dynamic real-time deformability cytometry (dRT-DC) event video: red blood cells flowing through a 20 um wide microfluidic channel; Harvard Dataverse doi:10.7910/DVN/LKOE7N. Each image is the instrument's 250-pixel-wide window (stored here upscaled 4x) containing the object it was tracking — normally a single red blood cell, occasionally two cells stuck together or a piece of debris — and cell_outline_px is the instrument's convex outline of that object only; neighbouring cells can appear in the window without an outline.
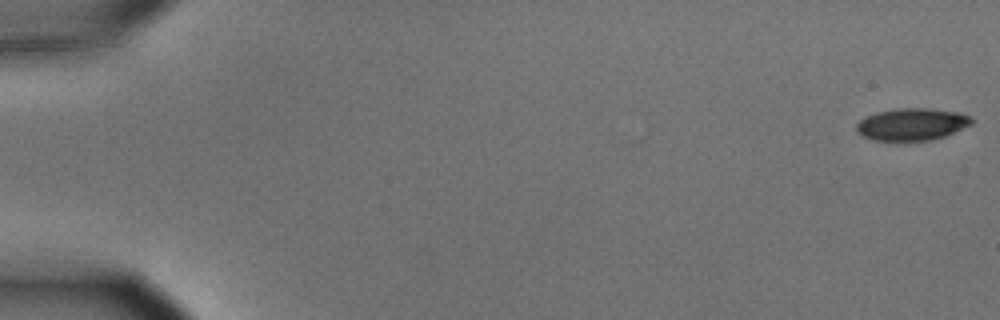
{"species": "common noctule bat (a hibernating species)", "species_latin": "Nyctalus noctula", "temperature_condition": "cold", "stored_images_in_passage": 11, "camera_frame_rate_fps": 3000, "um_per_image_px": 0.085, "animal": {"sex": "male", "body_mass_g": 15.6}, "frame": {"image": 1, "passage_image": 1, "time_ms": 0.0, "image_size_px": [1000, 320], "cell_outline_px": [[972, 124], [944, 136], [932, 140], [872, 140], [856, 132], [856, 124], [860, 120], [876, 112], [896, 108], [928, 108], [960, 112], [972, 116]], "centroid_in_image_um": [77.52, 10.55], "position_along_channel_um": 7.5, "area_um2": 21.56}}